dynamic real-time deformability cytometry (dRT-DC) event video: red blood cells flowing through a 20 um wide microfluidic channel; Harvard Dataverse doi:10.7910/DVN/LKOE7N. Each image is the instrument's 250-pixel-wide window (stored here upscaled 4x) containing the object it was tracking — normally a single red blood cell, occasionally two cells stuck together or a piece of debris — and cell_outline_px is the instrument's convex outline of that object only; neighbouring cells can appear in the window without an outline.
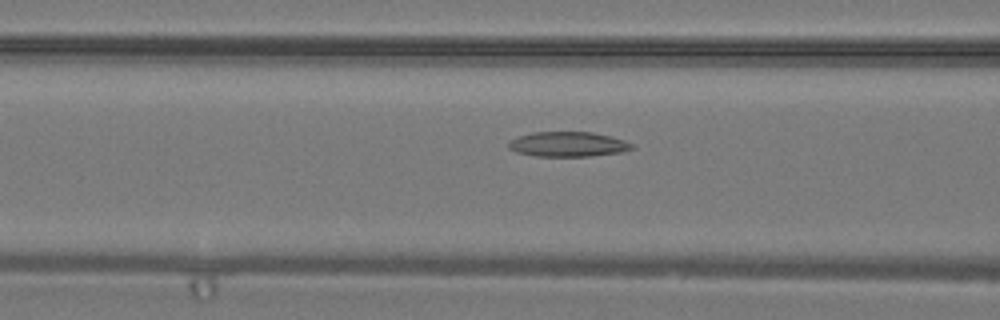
{"species": "common noctule bat (a hibernating species)", "species_latin": "Nyctalus noctula", "temperature_condition": "warm", "stored_images_in_passage": 20, "camera_frame_rate_fps": 3000, "um_per_image_px": 0.085, "animal": {"sex": "male", "body_mass_g": 19.2, "forearm_length_mm": 51.8}, "frame": {"image": 1, "passage_image": 4, "time_ms": 1.0, "image_size_px": [1000, 320], "cell_outline_px": [[636, 148], [624, 152], [592, 156], [536, 156], [516, 152], [508, 148], [508, 140], [532, 132], [592, 132], [612, 136], [624, 140], [632, 144]], "centroid_in_image_um": [48.3, 12.26], "position_along_channel_um": 118.3, "area_um2": 18.09}}
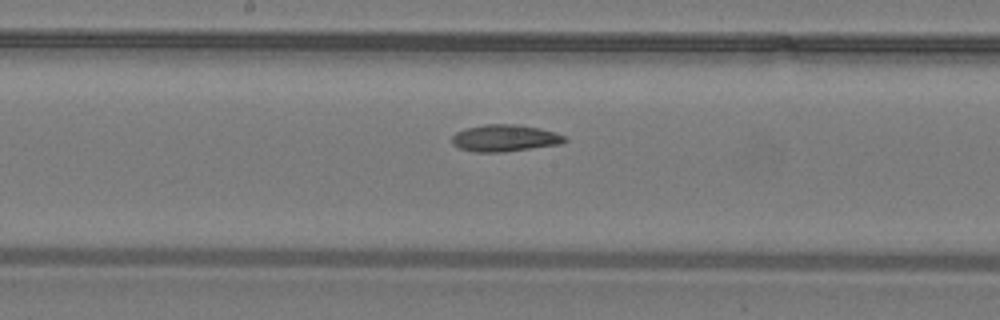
{"frame": {"image": 2, "passage_image": 9, "time_ms": 2.667, "image_size_px": [1000, 320], "cell_outline_px": [[568, 140], [560, 144], [504, 152], [476, 152], [460, 148], [452, 144], [452, 136], [456, 132], [464, 128], [484, 124], [516, 124], [540, 128], [564, 136]], "centroid_in_image_um": [42.87, 11.73], "position_along_channel_um": 205.3, "area_um2": 17.63}}
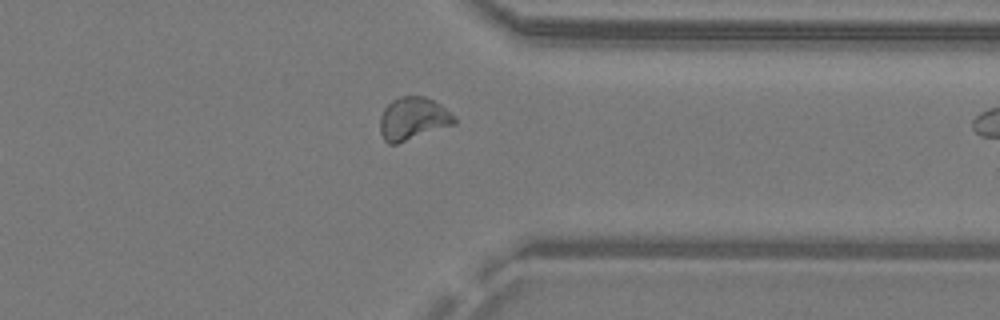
{"frame": {"image": 3, "passage_image": 19, "time_ms": 6.0, "image_size_px": [1000, 320], "cell_outline_px": [[456, 124], [396, 144], [388, 144], [384, 140], [380, 132], [380, 116], [384, 108], [392, 100], [400, 96], [424, 96], [440, 104], [456, 116]], "centroid_in_image_um": [35.11, 10.08], "position_along_channel_um": 376.3, "area_um2": 18.61}}